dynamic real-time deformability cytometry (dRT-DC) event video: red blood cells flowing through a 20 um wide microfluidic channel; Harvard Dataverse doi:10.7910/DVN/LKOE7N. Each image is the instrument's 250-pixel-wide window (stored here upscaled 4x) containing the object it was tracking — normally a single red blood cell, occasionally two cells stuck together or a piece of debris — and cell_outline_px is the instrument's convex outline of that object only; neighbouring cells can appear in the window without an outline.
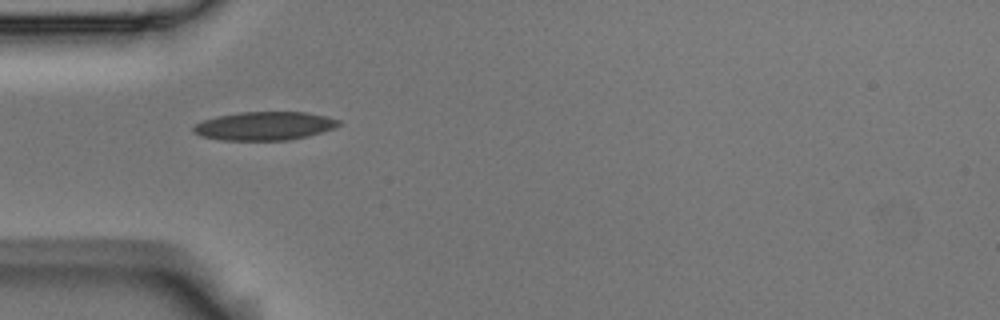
{"species": "Egyptian fruit bat (a non-hibernating species)", "species_latin": "Rousettus aegyptiacus", "temperature_condition": "room temperature", "stored_images_in_passage": 3, "camera_frame_rate_fps": 3000, "um_per_image_px": 0.085, "animal": {"sex": "male"}, "frame": {"image": 1, "passage_image": 2, "time_ms": 0.333, "image_size_px": [1000, 320], "cell_outline_px": [[340, 124], [336, 128], [308, 136], [288, 140], [224, 140], [200, 136], [192, 132], [192, 128], [196, 124], [204, 120], [216, 116], [240, 112], [308, 112], [328, 116], [340, 120]], "centroid_in_image_um": [22.51, 10.7], "position_along_channel_um": 62.5, "area_um2": 24.28}}
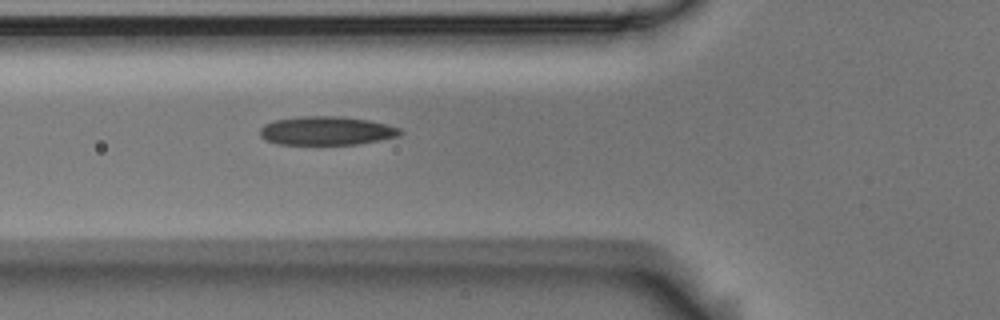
{"frame": {"image": 2, "passage_image": 3, "time_ms": 0.667, "image_size_px": [1000, 320], "cell_outline_px": [[404, 132], [400, 136], [380, 140], [356, 144], [276, 144], [264, 140], [260, 136], [260, 128], [264, 124], [276, 120], [300, 116], [340, 116], [368, 120], [400, 128]], "centroid_in_image_um": [27.74, 11.12], "position_along_channel_um": 98.1, "area_um2": 23.47}}